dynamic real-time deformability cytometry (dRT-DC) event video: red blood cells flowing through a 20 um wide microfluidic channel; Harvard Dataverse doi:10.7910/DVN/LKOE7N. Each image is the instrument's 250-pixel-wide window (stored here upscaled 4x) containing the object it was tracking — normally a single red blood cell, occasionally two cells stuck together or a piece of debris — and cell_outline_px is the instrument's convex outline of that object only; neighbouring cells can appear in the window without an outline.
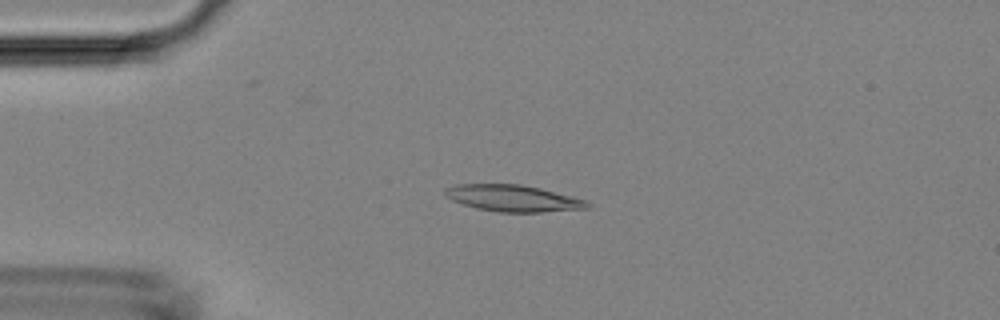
{"species": "Egyptian fruit bat (a non-hibernating species)", "species_latin": "Rousettus aegyptiacus", "temperature_condition": "room temperature", "stored_images_in_passage": 5, "camera_frame_rate_fps": 3000, "um_per_image_px": 0.085, "animal": {"sex": "female"}, "frame": {"image": 1, "passage_image": 4, "time_ms": 3.333, "image_size_px": [1000, 320], "cell_outline_px": [[592, 204], [588, 208], [540, 212], [496, 212], [476, 208], [452, 200], [444, 196], [444, 188], [456, 184], [520, 184], [540, 188], [588, 200]], "centroid_in_image_um": [43.6, 16.85], "position_along_channel_um": 41.4, "area_um2": 22.14}}